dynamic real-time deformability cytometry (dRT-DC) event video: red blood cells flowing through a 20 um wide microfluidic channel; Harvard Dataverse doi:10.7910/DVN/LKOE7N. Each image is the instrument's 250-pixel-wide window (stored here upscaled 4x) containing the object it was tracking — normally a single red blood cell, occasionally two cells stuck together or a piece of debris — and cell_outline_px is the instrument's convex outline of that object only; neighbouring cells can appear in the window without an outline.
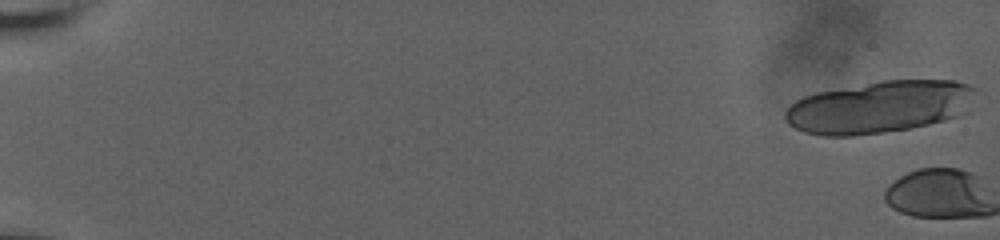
{"species": "human", "species_latin": "Homo sapiens", "temperature_condition": "room temperature", "stored_images_in_passage": 2, "camera_frame_rate_fps": 3000, "um_per_image_px": 0.085, "donor": {"sex": "male"}, "frame": {"image": 1, "passage_image": 1, "time_ms": 0.0, "image_size_px": [1000, 240], "cell_outline_px": [[976, 88], [956, 116], [944, 120], [928, 124], [908, 128], [884, 132], [852, 136], [824, 136], [804, 132], [788, 124], [784, 116], [784, 112], [796, 100], [804, 96], [816, 92], [884, 80], [956, 80], [968, 84]], "centroid_in_image_um": [74.64, 9.09], "position_along_channel_um": 10.4, "area_um2": 56.99}}